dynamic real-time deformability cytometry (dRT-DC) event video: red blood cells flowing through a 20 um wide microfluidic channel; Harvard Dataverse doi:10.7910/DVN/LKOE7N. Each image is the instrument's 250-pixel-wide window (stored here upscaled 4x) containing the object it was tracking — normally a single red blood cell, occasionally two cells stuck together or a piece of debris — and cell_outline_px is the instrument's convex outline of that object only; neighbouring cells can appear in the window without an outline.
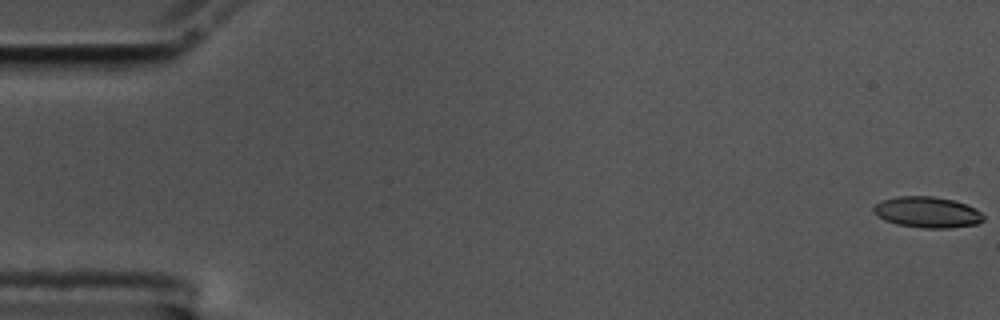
{"species": "common noctule bat (a hibernating species)", "species_latin": "Nyctalus noctula", "temperature_condition": "cold", "stored_images_in_passage": 58, "camera_frame_rate_fps": 3000, "um_per_image_px": 0.085, "animal": {"sex": "male", "body_mass_g": 17.5, "forearm_length_mm": 52.3}, "frame": {"image": 1, "passage_image": 1, "time_ms": 0.0, "image_size_px": [1000, 320], "cell_outline_px": [[984, 220], [976, 224], [948, 228], [920, 228], [896, 224], [884, 220], [876, 216], [872, 212], [872, 208], [876, 204], [884, 200], [900, 196], [932, 196], [952, 200], [976, 208], [984, 216]], "centroid_in_image_um": [78.79, 18.05], "position_along_channel_um": 6.2, "area_um2": 19.83}}
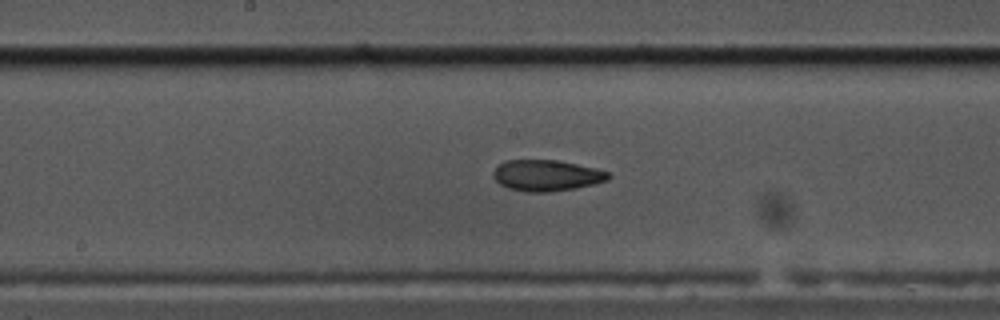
{"frame": {"image": 2, "passage_image": 30, "time_ms": 9.667, "image_size_px": [1000, 320], "cell_outline_px": [[612, 176], [608, 180], [576, 188], [552, 192], [528, 192], [508, 188], [500, 184], [492, 176], [492, 172], [500, 164], [508, 160], [556, 160], [596, 168], [608, 172]], "centroid_in_image_um": [46.46, 14.92], "position_along_channel_um": 201.7, "area_um2": 20.81}}
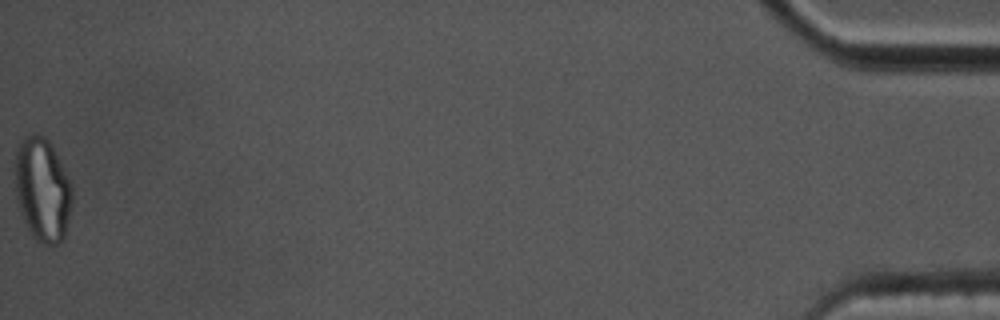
{"frame": {"image": 3, "passage_image": 58, "time_ms": 19.0, "image_size_px": [1000, 320], "cell_outline_px": [[72, 200], [64, 240], [56, 244], [44, 244], [36, 240], [32, 236], [20, 212], [16, 196], [16, 152], [24, 136], [32, 132], [36, 132], [44, 136], [48, 140], [72, 180]], "centroid_in_image_um": [3.63, 16.1], "position_along_channel_um": 431.6, "area_um2": 34.68}, "authors_computed_cell_mechanics": {"area_um2": 20.8658, "velocity_mm_per_s": 3.536, "shape_relaxation_time_tau1_ms": null, "shape_relaxation_time_tau2_ms": 4.4412, "deformation_change_tau1": null, "deformation_change_tau2": 0.1023}}